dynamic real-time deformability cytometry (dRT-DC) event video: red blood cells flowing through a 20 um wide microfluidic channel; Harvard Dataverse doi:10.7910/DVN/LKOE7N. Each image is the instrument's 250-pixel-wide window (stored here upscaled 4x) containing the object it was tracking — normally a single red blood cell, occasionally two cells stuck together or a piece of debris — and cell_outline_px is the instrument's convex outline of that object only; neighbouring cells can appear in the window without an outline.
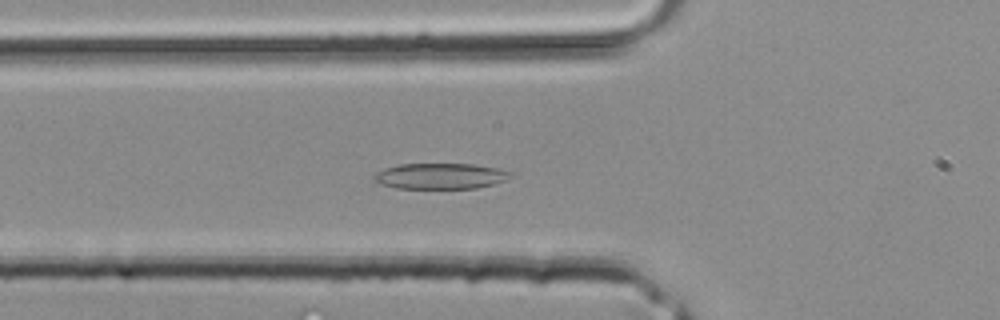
{"species": "common noctule bat (a hibernating species)", "species_latin": "Nyctalus noctula", "temperature_condition": "room temperature", "stored_images_in_passage": 35, "camera_frame_rate_fps": 3000, "um_per_image_px": 0.085, "animal": {"sex": "male", "body_mass_g": 20.4}, "frame": {"image": 1, "passage_image": 9, "time_ms": 2.667, "image_size_px": [1000, 320], "cell_outline_px": [[512, 176], [504, 180], [492, 184], [476, 188], [396, 188], [380, 184], [372, 180], [372, 176], [376, 172], [384, 168], [400, 164], [476, 164], [496, 168], [512, 172]], "centroid_in_image_um": [37.38, 14.96], "position_along_channel_um": 88.4, "area_um2": 20.52}}
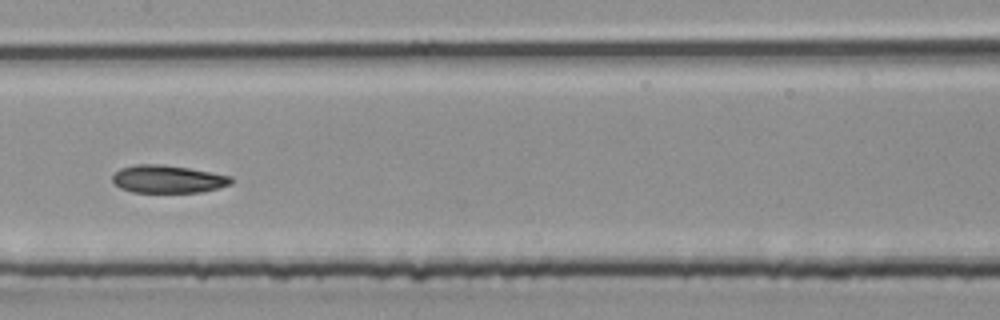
{"frame": {"image": 2, "passage_image": 15, "time_ms": 4.667, "image_size_px": [1000, 320], "cell_outline_px": [[232, 184], [220, 188], [200, 192], [132, 192], [120, 188], [112, 180], [112, 176], [120, 168], [136, 164], [160, 164], [188, 168], [232, 176]], "centroid_in_image_um": [14.28, 15.22], "position_along_channel_um": 193.1, "area_um2": 19.19}}
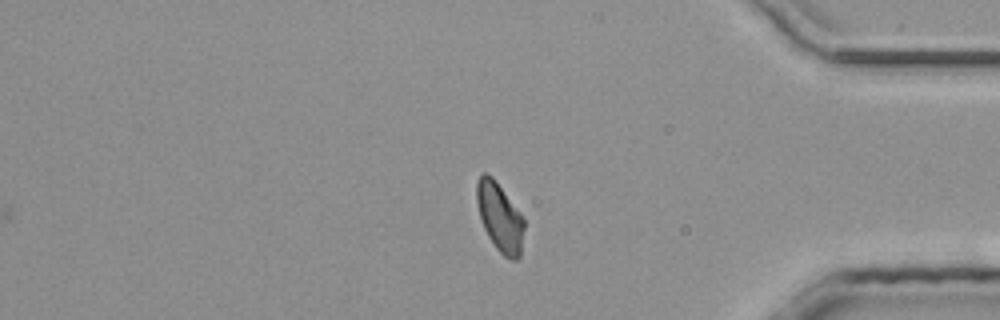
{"frame": {"image": 3, "passage_image": 28, "time_ms": 9.0, "image_size_px": [1000, 320], "cell_outline_px": [[524, 228], [520, 256], [516, 260], [512, 260], [504, 256], [496, 248], [488, 236], [484, 228], [480, 216], [476, 200], [476, 184], [480, 176], [484, 172], [492, 176], [520, 212], [524, 220]], "centroid_in_image_um": [42.48, 18.46], "position_along_channel_um": 392.7, "area_um2": 18.79}}